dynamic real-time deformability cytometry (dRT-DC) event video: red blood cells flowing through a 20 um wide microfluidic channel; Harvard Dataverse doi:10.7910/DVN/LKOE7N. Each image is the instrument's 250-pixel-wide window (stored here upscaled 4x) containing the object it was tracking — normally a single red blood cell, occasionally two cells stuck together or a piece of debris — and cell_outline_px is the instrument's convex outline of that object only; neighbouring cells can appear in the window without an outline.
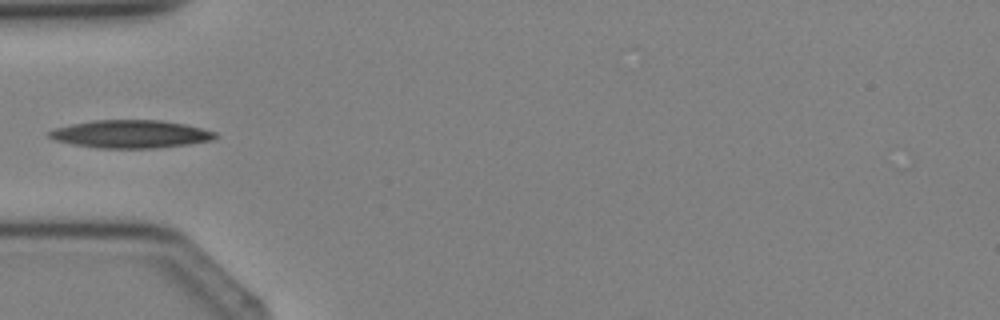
{"species": "Egyptian fruit bat (a non-hibernating species)", "species_latin": "Rousettus aegyptiacus", "temperature_condition": "cold", "stored_images_in_passage": 3, "camera_frame_rate_fps": 3000, "um_per_image_px": 0.085, "animal": {"sex": "female"}, "frame": {"image": 1, "passage_image": 3, "time_ms": 2.0, "image_size_px": [1000, 320], "cell_outline_px": [[220, 136], [212, 140], [188, 144], [156, 148], [96, 148], [72, 144], [52, 140], [48, 136], [48, 132], [56, 128], [72, 124], [92, 120], [160, 120], [184, 124], [216, 132]], "centroid_in_image_um": [11.09, 11.4], "position_along_channel_um": 73.9, "area_um2": 27.05}}